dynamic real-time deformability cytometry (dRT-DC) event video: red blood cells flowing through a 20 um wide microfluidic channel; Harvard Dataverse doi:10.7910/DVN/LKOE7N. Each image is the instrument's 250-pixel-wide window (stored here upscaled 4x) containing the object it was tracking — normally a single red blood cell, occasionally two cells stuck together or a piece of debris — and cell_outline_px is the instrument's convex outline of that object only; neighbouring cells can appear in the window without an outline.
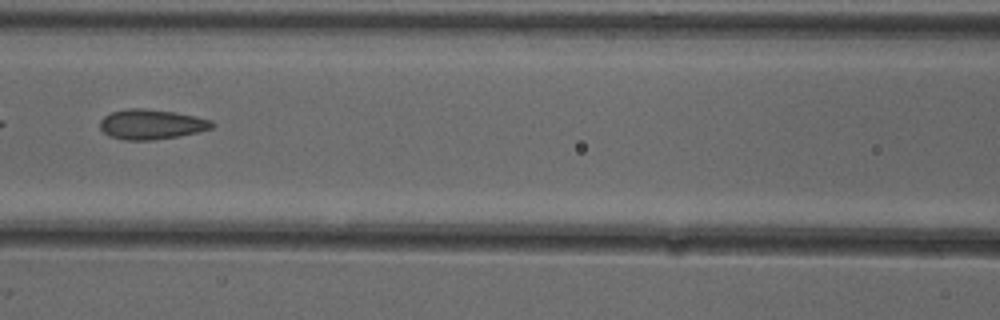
{"species": "common noctule bat (a hibernating species)", "species_latin": "Nyctalus noctula", "temperature_condition": "cold", "stored_images_in_passage": 7, "camera_frame_rate_fps": 3000, "um_per_image_px": 0.085, "animal": {"sex": "female"}, "frame": {"image": 1, "passage_image": 6, "time_ms": 1.667, "image_size_px": [1000, 320], "cell_outline_px": [[216, 124], [212, 128], [200, 132], [152, 140], [124, 140], [112, 136], [104, 132], [100, 128], [100, 120], [104, 116], [112, 112], [128, 108], [144, 108], [176, 112], [212, 120]], "centroid_in_image_um": [12.89, 10.56], "position_along_channel_um": 153.7, "area_um2": 19.54}}
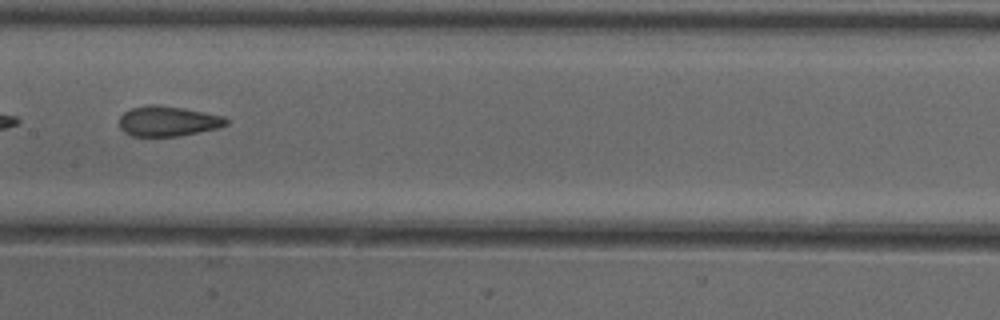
{"frame": {"image": 2, "passage_image": 7, "time_ms": 2.0, "image_size_px": [1000, 320], "cell_outline_px": [[228, 124], [216, 128], [180, 136], [132, 136], [124, 132], [120, 128], [120, 116], [124, 112], [132, 108], [148, 104], [156, 104], [184, 108], [224, 116], [228, 120]], "centroid_in_image_um": [14.26, 10.29], "position_along_channel_um": 193.1, "area_um2": 18.79}}